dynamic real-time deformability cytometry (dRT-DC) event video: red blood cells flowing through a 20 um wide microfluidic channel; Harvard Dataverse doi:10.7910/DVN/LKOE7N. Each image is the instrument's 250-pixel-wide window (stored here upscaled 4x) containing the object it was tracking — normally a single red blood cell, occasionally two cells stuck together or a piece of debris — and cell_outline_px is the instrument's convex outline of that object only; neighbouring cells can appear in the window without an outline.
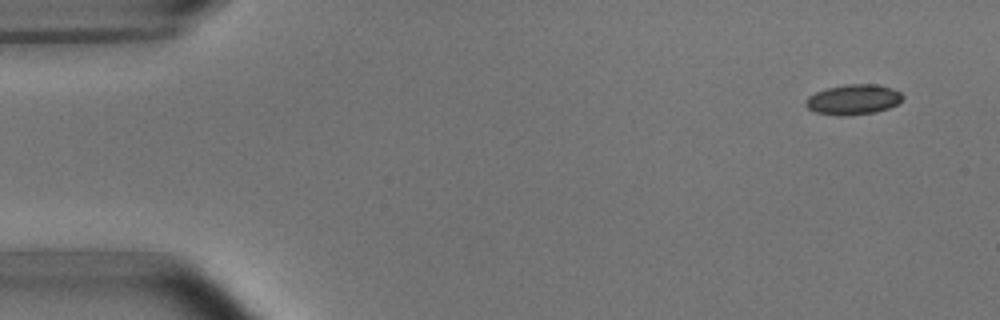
{"species": "common noctule bat (a hibernating species)", "species_latin": "Nyctalus noctula", "temperature_condition": "room temperature", "stored_images_in_passage": 5, "camera_frame_rate_fps": 3000, "um_per_image_px": 0.085, "animal": {"sex": "male", "body_mass_g": 15.6}, "frame": {"image": 1, "passage_image": 1, "time_ms": 0.0, "image_size_px": [1000, 320], "cell_outline_px": [[904, 96], [896, 104], [888, 108], [876, 112], [848, 116], [840, 116], [816, 112], [808, 108], [804, 104], [804, 100], [808, 96], [816, 92], [828, 88], [848, 84], [876, 84], [900, 92]], "centroid_in_image_um": [72.49, 8.47], "position_along_channel_um": 12.5, "area_um2": 16.94}}
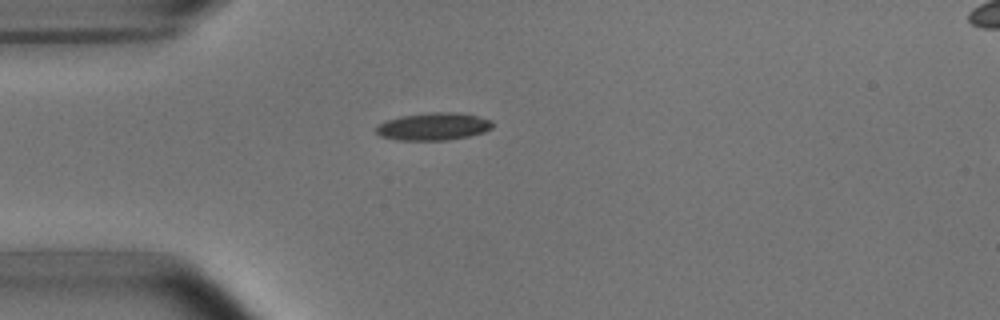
{"frame": {"image": 2, "passage_image": 4, "time_ms": 3.667, "image_size_px": [1000, 320], "cell_outline_px": [[492, 128], [484, 132], [468, 136], [448, 140], [396, 140], [380, 136], [376, 132], [376, 128], [384, 120], [400, 116], [432, 112], [456, 112], [476, 116], [492, 120]], "centroid_in_image_um": [36.82, 10.75], "position_along_channel_um": 48.2, "area_um2": 18.67}}